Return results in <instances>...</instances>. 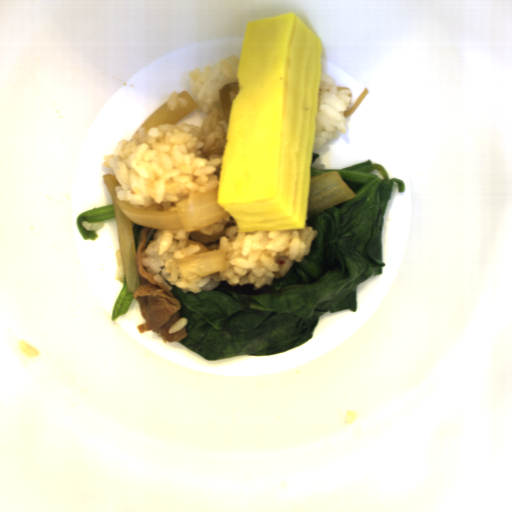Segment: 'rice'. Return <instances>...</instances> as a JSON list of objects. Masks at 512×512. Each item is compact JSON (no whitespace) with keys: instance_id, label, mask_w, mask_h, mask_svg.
Masks as SVG:
<instances>
[{"instance_id":"652b925c","label":"rice","mask_w":512,"mask_h":512,"mask_svg":"<svg viewBox=\"0 0 512 512\" xmlns=\"http://www.w3.org/2000/svg\"><path fill=\"white\" fill-rule=\"evenodd\" d=\"M240 59L230 55L188 75L194 110L206 112L201 126L186 122L141 126L103 156L119 186V201L151 211H177V203L219 186L228 123L220 88L238 82Z\"/></svg>"},{"instance_id":"023b6e5f","label":"rice","mask_w":512,"mask_h":512,"mask_svg":"<svg viewBox=\"0 0 512 512\" xmlns=\"http://www.w3.org/2000/svg\"><path fill=\"white\" fill-rule=\"evenodd\" d=\"M318 231L305 223L304 230H257L239 232L237 223L228 216L191 232L161 230L142 251L144 270L170 290L199 293L226 281L229 286L253 285L258 290L284 277L295 262L311 252ZM226 251L227 270L200 276L191 281L183 278L176 261L211 250Z\"/></svg>"},{"instance_id":"8eca5e8b","label":"rice","mask_w":512,"mask_h":512,"mask_svg":"<svg viewBox=\"0 0 512 512\" xmlns=\"http://www.w3.org/2000/svg\"><path fill=\"white\" fill-rule=\"evenodd\" d=\"M352 100L350 87L336 86L332 77L320 71L313 151L334 138L336 133H347L344 113L351 107Z\"/></svg>"},{"instance_id":"acb35da6","label":"rice","mask_w":512,"mask_h":512,"mask_svg":"<svg viewBox=\"0 0 512 512\" xmlns=\"http://www.w3.org/2000/svg\"><path fill=\"white\" fill-rule=\"evenodd\" d=\"M179 93L180 92L172 91L168 96L167 103L171 111H175L179 107L187 108L189 105L186 99H181L178 97Z\"/></svg>"},{"instance_id":"b023fe2a","label":"rice","mask_w":512,"mask_h":512,"mask_svg":"<svg viewBox=\"0 0 512 512\" xmlns=\"http://www.w3.org/2000/svg\"><path fill=\"white\" fill-rule=\"evenodd\" d=\"M115 263H116L115 280L117 282H123L124 283L126 281V278H125V273H124V268H123V262H122V257H121L120 249H117L115 251Z\"/></svg>"},{"instance_id":"e3fd555f","label":"rice","mask_w":512,"mask_h":512,"mask_svg":"<svg viewBox=\"0 0 512 512\" xmlns=\"http://www.w3.org/2000/svg\"><path fill=\"white\" fill-rule=\"evenodd\" d=\"M188 323V318H185V317H181L179 320H177L176 322H174L171 327L169 328L168 332L167 333H174V332H177L179 330H182Z\"/></svg>"},{"instance_id":"a3056103","label":"rice","mask_w":512,"mask_h":512,"mask_svg":"<svg viewBox=\"0 0 512 512\" xmlns=\"http://www.w3.org/2000/svg\"><path fill=\"white\" fill-rule=\"evenodd\" d=\"M81 225L83 226L84 229L91 230L95 233L98 230H100L101 228H103L104 223H103V221L102 222H93V223L83 222Z\"/></svg>"},{"instance_id":"f2f60c81","label":"rice","mask_w":512,"mask_h":512,"mask_svg":"<svg viewBox=\"0 0 512 512\" xmlns=\"http://www.w3.org/2000/svg\"><path fill=\"white\" fill-rule=\"evenodd\" d=\"M311 168H316V169H319V170H323V169H325V166H324V165H323V163H322V159H321V158L316 159V160L312 163Z\"/></svg>"}]
</instances>
